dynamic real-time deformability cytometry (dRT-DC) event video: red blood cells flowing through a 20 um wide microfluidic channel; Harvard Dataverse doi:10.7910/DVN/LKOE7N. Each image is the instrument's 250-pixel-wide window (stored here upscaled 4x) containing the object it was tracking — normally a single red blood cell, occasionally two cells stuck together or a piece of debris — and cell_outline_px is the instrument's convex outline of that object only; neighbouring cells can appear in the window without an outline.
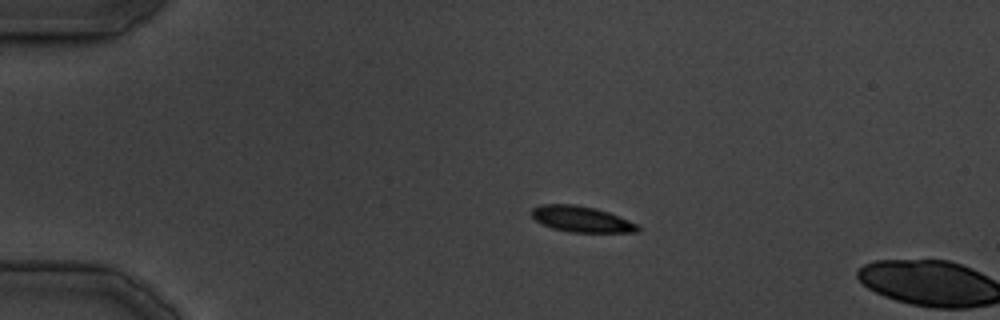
{"species": "common noctule bat (a hibernating species)", "species_latin": "Nyctalus noctula", "temperature_condition": "cold", "stored_images_in_passage": 2, "camera_frame_rate_fps": 3000, "um_per_image_px": 0.085, "animal": {"sex": "male", "body_mass_g": 19.5, "forearm_length_mm": 54.6}, "frame": {"image": 1, "passage_image": 1, "time_ms": 0.0, "image_size_px": [1000, 320], "cell_outline_px": [[640, 232], [572, 232], [552, 228], [536, 220], [532, 216], [532, 208], [540, 204], [576, 204], [596, 208], [620, 216], [640, 224]], "centroid_in_image_um": [49.48, 18.62], "position_along_channel_um": 35.5, "area_um2": 16.13}}